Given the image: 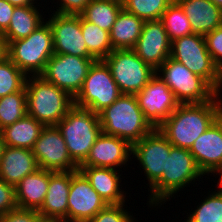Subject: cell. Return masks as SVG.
<instances>
[{"label": "cell", "instance_id": "cell-1", "mask_svg": "<svg viewBox=\"0 0 222 222\" xmlns=\"http://www.w3.org/2000/svg\"><path fill=\"white\" fill-rule=\"evenodd\" d=\"M222 115V94L203 103L179 104L157 128L172 146L190 149L193 143Z\"/></svg>", "mask_w": 222, "mask_h": 222}, {"label": "cell", "instance_id": "cell-2", "mask_svg": "<svg viewBox=\"0 0 222 222\" xmlns=\"http://www.w3.org/2000/svg\"><path fill=\"white\" fill-rule=\"evenodd\" d=\"M202 176L205 175L198 168L189 149L172 146L170 155L167 157L166 170L161 178L148 189L151 194L146 195L148 208L153 206L158 208L171 198L175 199L176 193L184 191L185 187H190L189 185L197 184L195 180L204 182Z\"/></svg>", "mask_w": 222, "mask_h": 222}, {"label": "cell", "instance_id": "cell-3", "mask_svg": "<svg viewBox=\"0 0 222 222\" xmlns=\"http://www.w3.org/2000/svg\"><path fill=\"white\" fill-rule=\"evenodd\" d=\"M99 119L103 133L126 140L131 146L155 129L133 94H122L99 113Z\"/></svg>", "mask_w": 222, "mask_h": 222}, {"label": "cell", "instance_id": "cell-4", "mask_svg": "<svg viewBox=\"0 0 222 222\" xmlns=\"http://www.w3.org/2000/svg\"><path fill=\"white\" fill-rule=\"evenodd\" d=\"M27 114L44 126H56L74 106V98L42 76H27Z\"/></svg>", "mask_w": 222, "mask_h": 222}, {"label": "cell", "instance_id": "cell-5", "mask_svg": "<svg viewBox=\"0 0 222 222\" xmlns=\"http://www.w3.org/2000/svg\"><path fill=\"white\" fill-rule=\"evenodd\" d=\"M56 126L64 138L71 159L80 166L102 133L99 114L74 105Z\"/></svg>", "mask_w": 222, "mask_h": 222}, {"label": "cell", "instance_id": "cell-6", "mask_svg": "<svg viewBox=\"0 0 222 222\" xmlns=\"http://www.w3.org/2000/svg\"><path fill=\"white\" fill-rule=\"evenodd\" d=\"M53 54L54 42L47 20L28 37L8 42V58L26 76L41 75Z\"/></svg>", "mask_w": 222, "mask_h": 222}, {"label": "cell", "instance_id": "cell-7", "mask_svg": "<svg viewBox=\"0 0 222 222\" xmlns=\"http://www.w3.org/2000/svg\"><path fill=\"white\" fill-rule=\"evenodd\" d=\"M170 57L189 71L204 78L218 93L222 92V74L207 50L205 37L191 34L171 42Z\"/></svg>", "mask_w": 222, "mask_h": 222}, {"label": "cell", "instance_id": "cell-8", "mask_svg": "<svg viewBox=\"0 0 222 222\" xmlns=\"http://www.w3.org/2000/svg\"><path fill=\"white\" fill-rule=\"evenodd\" d=\"M156 73L165 81L180 104L208 102L218 94L204 78L171 57Z\"/></svg>", "mask_w": 222, "mask_h": 222}, {"label": "cell", "instance_id": "cell-9", "mask_svg": "<svg viewBox=\"0 0 222 222\" xmlns=\"http://www.w3.org/2000/svg\"><path fill=\"white\" fill-rule=\"evenodd\" d=\"M121 95L110 68L103 60H97L90 67L81 90L74 97V105L99 114Z\"/></svg>", "mask_w": 222, "mask_h": 222}, {"label": "cell", "instance_id": "cell-10", "mask_svg": "<svg viewBox=\"0 0 222 222\" xmlns=\"http://www.w3.org/2000/svg\"><path fill=\"white\" fill-rule=\"evenodd\" d=\"M122 94L136 95L156 74L133 49L113 50L104 60Z\"/></svg>", "mask_w": 222, "mask_h": 222}, {"label": "cell", "instance_id": "cell-11", "mask_svg": "<svg viewBox=\"0 0 222 222\" xmlns=\"http://www.w3.org/2000/svg\"><path fill=\"white\" fill-rule=\"evenodd\" d=\"M95 61H97L95 58L53 54L40 76L74 98L81 90L88 71Z\"/></svg>", "mask_w": 222, "mask_h": 222}, {"label": "cell", "instance_id": "cell-12", "mask_svg": "<svg viewBox=\"0 0 222 222\" xmlns=\"http://www.w3.org/2000/svg\"><path fill=\"white\" fill-rule=\"evenodd\" d=\"M171 147L168 139L157 128L132 145L131 157L135 158L144 171V176L148 180L146 184L147 187L149 186L148 189L161 178L166 170Z\"/></svg>", "mask_w": 222, "mask_h": 222}, {"label": "cell", "instance_id": "cell-13", "mask_svg": "<svg viewBox=\"0 0 222 222\" xmlns=\"http://www.w3.org/2000/svg\"><path fill=\"white\" fill-rule=\"evenodd\" d=\"M39 168L52 172L77 171L57 126H45L32 148Z\"/></svg>", "mask_w": 222, "mask_h": 222}, {"label": "cell", "instance_id": "cell-14", "mask_svg": "<svg viewBox=\"0 0 222 222\" xmlns=\"http://www.w3.org/2000/svg\"><path fill=\"white\" fill-rule=\"evenodd\" d=\"M136 97L145 118L154 128H158L180 104L157 73Z\"/></svg>", "mask_w": 222, "mask_h": 222}, {"label": "cell", "instance_id": "cell-15", "mask_svg": "<svg viewBox=\"0 0 222 222\" xmlns=\"http://www.w3.org/2000/svg\"><path fill=\"white\" fill-rule=\"evenodd\" d=\"M108 204L80 171H71L67 222H89Z\"/></svg>", "mask_w": 222, "mask_h": 222}, {"label": "cell", "instance_id": "cell-16", "mask_svg": "<svg viewBox=\"0 0 222 222\" xmlns=\"http://www.w3.org/2000/svg\"><path fill=\"white\" fill-rule=\"evenodd\" d=\"M47 19L52 31L54 54L94 58L89 53L82 35L80 15H65L51 11Z\"/></svg>", "mask_w": 222, "mask_h": 222}, {"label": "cell", "instance_id": "cell-17", "mask_svg": "<svg viewBox=\"0 0 222 222\" xmlns=\"http://www.w3.org/2000/svg\"><path fill=\"white\" fill-rule=\"evenodd\" d=\"M133 50L142 61L156 71L170 57L171 41L160 20L144 22Z\"/></svg>", "mask_w": 222, "mask_h": 222}, {"label": "cell", "instance_id": "cell-18", "mask_svg": "<svg viewBox=\"0 0 222 222\" xmlns=\"http://www.w3.org/2000/svg\"><path fill=\"white\" fill-rule=\"evenodd\" d=\"M131 155L132 146L126 140L102 132L92 146L88 157L79 167L120 170L121 167L131 164Z\"/></svg>", "mask_w": 222, "mask_h": 222}, {"label": "cell", "instance_id": "cell-19", "mask_svg": "<svg viewBox=\"0 0 222 222\" xmlns=\"http://www.w3.org/2000/svg\"><path fill=\"white\" fill-rule=\"evenodd\" d=\"M205 177H215L222 168V115L193 143L189 149Z\"/></svg>", "mask_w": 222, "mask_h": 222}, {"label": "cell", "instance_id": "cell-20", "mask_svg": "<svg viewBox=\"0 0 222 222\" xmlns=\"http://www.w3.org/2000/svg\"><path fill=\"white\" fill-rule=\"evenodd\" d=\"M71 171H49V186L42 206L37 210L42 221L67 222Z\"/></svg>", "mask_w": 222, "mask_h": 222}, {"label": "cell", "instance_id": "cell-21", "mask_svg": "<svg viewBox=\"0 0 222 222\" xmlns=\"http://www.w3.org/2000/svg\"><path fill=\"white\" fill-rule=\"evenodd\" d=\"M79 170L107 204L127 203L125 199L128 192L122 189V178H120L122 172H124L122 168L121 170H117L102 167H79Z\"/></svg>", "mask_w": 222, "mask_h": 222}, {"label": "cell", "instance_id": "cell-22", "mask_svg": "<svg viewBox=\"0 0 222 222\" xmlns=\"http://www.w3.org/2000/svg\"><path fill=\"white\" fill-rule=\"evenodd\" d=\"M39 169L31 149L5 146L0 159V178L16 186L25 176Z\"/></svg>", "mask_w": 222, "mask_h": 222}, {"label": "cell", "instance_id": "cell-23", "mask_svg": "<svg viewBox=\"0 0 222 222\" xmlns=\"http://www.w3.org/2000/svg\"><path fill=\"white\" fill-rule=\"evenodd\" d=\"M187 15L192 32L205 36L222 26V10L211 0H175Z\"/></svg>", "mask_w": 222, "mask_h": 222}, {"label": "cell", "instance_id": "cell-24", "mask_svg": "<svg viewBox=\"0 0 222 222\" xmlns=\"http://www.w3.org/2000/svg\"><path fill=\"white\" fill-rule=\"evenodd\" d=\"M49 186V171L39 168L25 176L15 186L17 207L38 210L45 199Z\"/></svg>", "mask_w": 222, "mask_h": 222}, {"label": "cell", "instance_id": "cell-25", "mask_svg": "<svg viewBox=\"0 0 222 222\" xmlns=\"http://www.w3.org/2000/svg\"><path fill=\"white\" fill-rule=\"evenodd\" d=\"M144 20L122 9L109 33L113 50L133 49L139 39Z\"/></svg>", "mask_w": 222, "mask_h": 222}, {"label": "cell", "instance_id": "cell-26", "mask_svg": "<svg viewBox=\"0 0 222 222\" xmlns=\"http://www.w3.org/2000/svg\"><path fill=\"white\" fill-rule=\"evenodd\" d=\"M45 126L28 114L1 129L5 146L31 149Z\"/></svg>", "mask_w": 222, "mask_h": 222}, {"label": "cell", "instance_id": "cell-27", "mask_svg": "<svg viewBox=\"0 0 222 222\" xmlns=\"http://www.w3.org/2000/svg\"><path fill=\"white\" fill-rule=\"evenodd\" d=\"M39 6H17L14 8L9 27L3 33L7 43L28 37L45 21L44 12L41 13Z\"/></svg>", "mask_w": 222, "mask_h": 222}, {"label": "cell", "instance_id": "cell-28", "mask_svg": "<svg viewBox=\"0 0 222 222\" xmlns=\"http://www.w3.org/2000/svg\"><path fill=\"white\" fill-rule=\"evenodd\" d=\"M123 9L122 5L106 0H92L80 16L110 33L119 12Z\"/></svg>", "mask_w": 222, "mask_h": 222}, {"label": "cell", "instance_id": "cell-29", "mask_svg": "<svg viewBox=\"0 0 222 222\" xmlns=\"http://www.w3.org/2000/svg\"><path fill=\"white\" fill-rule=\"evenodd\" d=\"M81 31L89 53L96 60H104L113 51L108 31L84 20L82 17Z\"/></svg>", "mask_w": 222, "mask_h": 222}, {"label": "cell", "instance_id": "cell-30", "mask_svg": "<svg viewBox=\"0 0 222 222\" xmlns=\"http://www.w3.org/2000/svg\"><path fill=\"white\" fill-rule=\"evenodd\" d=\"M213 190L204 196L196 209L192 211L191 208L189 214L185 216L187 219L182 222H222V190L220 188Z\"/></svg>", "mask_w": 222, "mask_h": 222}, {"label": "cell", "instance_id": "cell-31", "mask_svg": "<svg viewBox=\"0 0 222 222\" xmlns=\"http://www.w3.org/2000/svg\"><path fill=\"white\" fill-rule=\"evenodd\" d=\"M160 21L171 42L177 38L193 34L187 15L175 0L163 12Z\"/></svg>", "mask_w": 222, "mask_h": 222}, {"label": "cell", "instance_id": "cell-32", "mask_svg": "<svg viewBox=\"0 0 222 222\" xmlns=\"http://www.w3.org/2000/svg\"><path fill=\"white\" fill-rule=\"evenodd\" d=\"M27 115L25 87L0 98V130Z\"/></svg>", "mask_w": 222, "mask_h": 222}, {"label": "cell", "instance_id": "cell-33", "mask_svg": "<svg viewBox=\"0 0 222 222\" xmlns=\"http://www.w3.org/2000/svg\"><path fill=\"white\" fill-rule=\"evenodd\" d=\"M174 0H125L123 9L144 21L160 20Z\"/></svg>", "mask_w": 222, "mask_h": 222}, {"label": "cell", "instance_id": "cell-34", "mask_svg": "<svg viewBox=\"0 0 222 222\" xmlns=\"http://www.w3.org/2000/svg\"><path fill=\"white\" fill-rule=\"evenodd\" d=\"M27 76L9 59L0 63V98L21 91Z\"/></svg>", "mask_w": 222, "mask_h": 222}, {"label": "cell", "instance_id": "cell-35", "mask_svg": "<svg viewBox=\"0 0 222 222\" xmlns=\"http://www.w3.org/2000/svg\"><path fill=\"white\" fill-rule=\"evenodd\" d=\"M125 208H127V203L108 204L89 222H137L138 220L134 217L132 211L130 212Z\"/></svg>", "mask_w": 222, "mask_h": 222}, {"label": "cell", "instance_id": "cell-36", "mask_svg": "<svg viewBox=\"0 0 222 222\" xmlns=\"http://www.w3.org/2000/svg\"><path fill=\"white\" fill-rule=\"evenodd\" d=\"M204 37L207 50L212 56L217 69L222 74V26L214 29Z\"/></svg>", "mask_w": 222, "mask_h": 222}, {"label": "cell", "instance_id": "cell-37", "mask_svg": "<svg viewBox=\"0 0 222 222\" xmlns=\"http://www.w3.org/2000/svg\"><path fill=\"white\" fill-rule=\"evenodd\" d=\"M0 222H42L36 209L16 207L0 216Z\"/></svg>", "mask_w": 222, "mask_h": 222}, {"label": "cell", "instance_id": "cell-38", "mask_svg": "<svg viewBox=\"0 0 222 222\" xmlns=\"http://www.w3.org/2000/svg\"><path fill=\"white\" fill-rule=\"evenodd\" d=\"M16 207L15 187L0 178V216Z\"/></svg>", "mask_w": 222, "mask_h": 222}, {"label": "cell", "instance_id": "cell-39", "mask_svg": "<svg viewBox=\"0 0 222 222\" xmlns=\"http://www.w3.org/2000/svg\"><path fill=\"white\" fill-rule=\"evenodd\" d=\"M91 1L92 0H57L55 3L57 4L56 11L53 9V12L65 15H80Z\"/></svg>", "mask_w": 222, "mask_h": 222}, {"label": "cell", "instance_id": "cell-40", "mask_svg": "<svg viewBox=\"0 0 222 222\" xmlns=\"http://www.w3.org/2000/svg\"><path fill=\"white\" fill-rule=\"evenodd\" d=\"M14 8L6 0H0V33H4L9 27Z\"/></svg>", "mask_w": 222, "mask_h": 222}, {"label": "cell", "instance_id": "cell-41", "mask_svg": "<svg viewBox=\"0 0 222 222\" xmlns=\"http://www.w3.org/2000/svg\"><path fill=\"white\" fill-rule=\"evenodd\" d=\"M8 58V43L3 33H0V63Z\"/></svg>", "mask_w": 222, "mask_h": 222}, {"label": "cell", "instance_id": "cell-42", "mask_svg": "<svg viewBox=\"0 0 222 222\" xmlns=\"http://www.w3.org/2000/svg\"><path fill=\"white\" fill-rule=\"evenodd\" d=\"M6 1L15 7H17V6H31V5L40 4V2L39 3L36 2L38 0H6Z\"/></svg>", "mask_w": 222, "mask_h": 222}, {"label": "cell", "instance_id": "cell-43", "mask_svg": "<svg viewBox=\"0 0 222 222\" xmlns=\"http://www.w3.org/2000/svg\"><path fill=\"white\" fill-rule=\"evenodd\" d=\"M217 176L216 177H218V181H215V183L217 182V184H216V188H220L221 190H222V168L219 170V172L216 174Z\"/></svg>", "mask_w": 222, "mask_h": 222}, {"label": "cell", "instance_id": "cell-44", "mask_svg": "<svg viewBox=\"0 0 222 222\" xmlns=\"http://www.w3.org/2000/svg\"><path fill=\"white\" fill-rule=\"evenodd\" d=\"M4 148H5V142H4V139H3L2 132L0 131V159L2 157Z\"/></svg>", "mask_w": 222, "mask_h": 222}, {"label": "cell", "instance_id": "cell-45", "mask_svg": "<svg viewBox=\"0 0 222 222\" xmlns=\"http://www.w3.org/2000/svg\"><path fill=\"white\" fill-rule=\"evenodd\" d=\"M211 1L222 10V0H211Z\"/></svg>", "mask_w": 222, "mask_h": 222}, {"label": "cell", "instance_id": "cell-46", "mask_svg": "<svg viewBox=\"0 0 222 222\" xmlns=\"http://www.w3.org/2000/svg\"><path fill=\"white\" fill-rule=\"evenodd\" d=\"M106 1H112V2H116V3H119L121 5L124 4L125 0H106Z\"/></svg>", "mask_w": 222, "mask_h": 222}]
</instances>
